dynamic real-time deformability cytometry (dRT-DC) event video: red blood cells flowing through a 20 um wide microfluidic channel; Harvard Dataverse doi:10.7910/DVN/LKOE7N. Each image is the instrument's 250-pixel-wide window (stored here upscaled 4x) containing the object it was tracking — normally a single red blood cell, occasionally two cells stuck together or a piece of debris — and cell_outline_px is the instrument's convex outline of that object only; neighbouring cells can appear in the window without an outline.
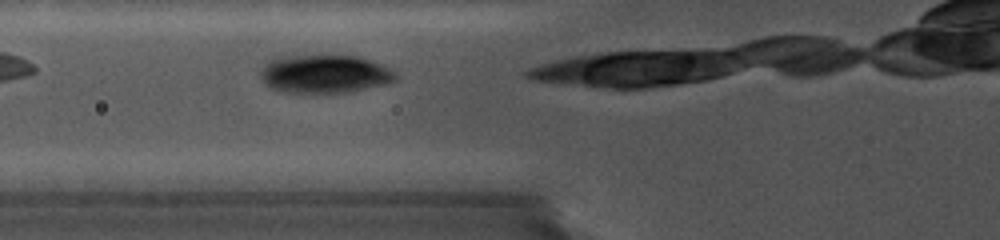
{"species": "common noctule bat (a hibernating species)", "species_latin": "Nyctalus noctula", "temperature_condition": "cold", "stored_images_in_passage": 13, "camera_frame_rate_fps": 5000, "um_per_image_px": 0.085, "animal": {"sex": "female", "body_mass_g": 19.0, "forearm_length_mm": 56.7}, "frame": {"image": 1, "passage_image": 3, "time_ms": 0.6, "image_size_px": [1000, 240], "cell_outline_px": [[400, 76], [396, 80], [388, 84], [352, 92], [280, 92], [272, 88], [260, 76], [260, 72], [264, 64], [268, 60], [276, 56], [324, 52], [328, 52], [360, 56], [372, 60], [396, 72]], "centroid_in_image_um": [27.62, 6.22], "position_along_channel_um": 98.2, "area_um2": 31.62}}